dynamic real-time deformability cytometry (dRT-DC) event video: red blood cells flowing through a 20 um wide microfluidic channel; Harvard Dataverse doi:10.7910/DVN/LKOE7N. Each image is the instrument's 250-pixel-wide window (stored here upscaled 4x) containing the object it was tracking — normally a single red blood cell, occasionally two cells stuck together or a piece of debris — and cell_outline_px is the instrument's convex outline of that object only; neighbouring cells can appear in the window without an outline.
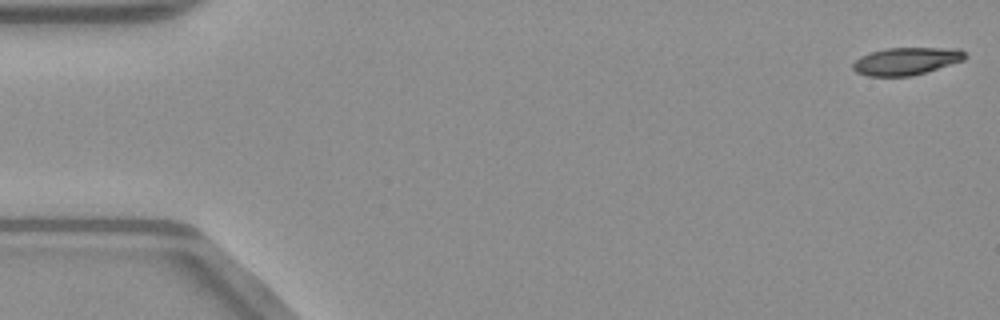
{"species": "common noctule bat (a hibernating species)", "species_latin": "Nyctalus noctula", "temperature_condition": "warm", "stored_images_in_passage": 51, "camera_frame_rate_fps": 3000, "um_per_image_px": 0.085, "animal": {"sex": "male", "body_mass_g": 23.1, "forearm_length_mm": 52.7}, "frame": {"image": 1, "passage_image": 1, "time_ms": 0.0, "image_size_px": [1000, 320], "cell_outline_px": [[968, 56], [964, 60], [912, 76], [868, 76], [856, 72], [852, 68], [852, 64], [860, 56], [872, 52], [888, 48], [960, 48]], "centroid_in_image_um": [77.04, 5.19], "position_along_channel_um": 8.0, "area_um2": 17.92}}
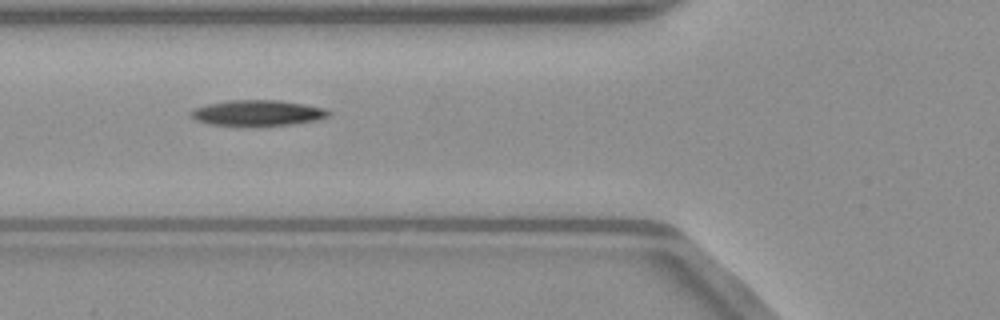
{"frame": {"image": 2, "passage_image": 19, "time_ms": 6.0, "image_size_px": [1000, 320], "cell_outline_px": [[332, 112], [328, 116], [316, 120], [292, 124], [256, 128], [240, 128], [208, 124], [196, 120], [188, 112], [192, 108], [208, 104], [228, 100], [280, 100], [328, 108]], "centroid_in_image_um": [21.87, 9.64], "position_along_channel_um": 103.9, "area_um2": 21.68}}
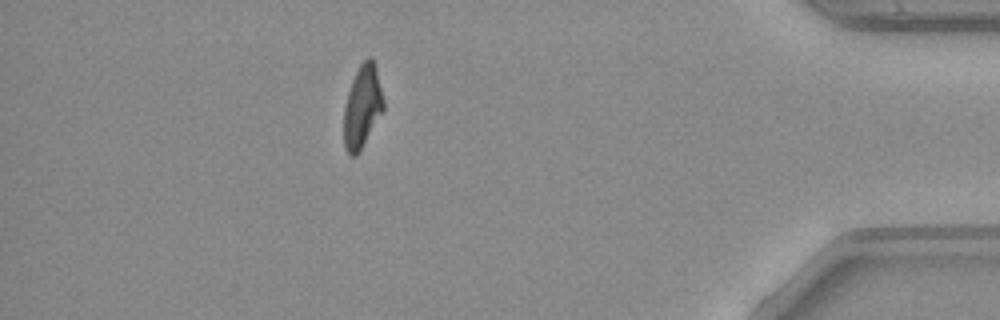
{"frame": {"image": 3, "passage_image": 45, "time_ms": 14.667, "image_size_px": [1000, 320], "cell_outline_px": [[384, 108], [356, 156], [352, 156], [344, 148], [344, 108], [348, 92], [352, 80], [360, 64], [368, 56], [372, 56], [376, 68], [384, 100]], "centroid_in_image_um": [30.79, 9.02], "position_along_channel_um": 404.4, "area_um2": 18.73}, "authors_computed_cell_mechanics": {"area_um2": 19.9988, "velocity_mm_per_s": 4.0471, "shape_relaxation_time_tau1_ms": 8.8959, "shape_relaxation_time_tau2_ms": null, "deformation_change_tau1": 0.2403, "deformation_change_tau2": null}}